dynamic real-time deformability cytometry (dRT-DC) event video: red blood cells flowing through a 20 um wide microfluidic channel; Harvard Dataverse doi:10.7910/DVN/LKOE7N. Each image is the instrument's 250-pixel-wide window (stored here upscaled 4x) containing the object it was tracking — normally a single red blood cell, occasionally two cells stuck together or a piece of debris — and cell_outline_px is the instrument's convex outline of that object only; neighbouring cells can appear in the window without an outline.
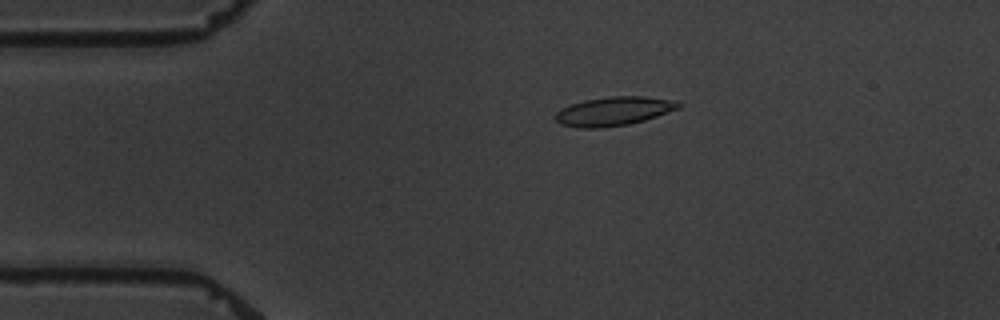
{"species": "common noctule bat (a hibernating species)", "species_latin": "Nyctalus noctula", "temperature_condition": "warm", "stored_images_in_passage": 9, "camera_frame_rate_fps": 3000, "um_per_image_px": 0.085, "animal": {"sex": "male", "body_mass_g": 19.5, "forearm_length_mm": 54.6}, "frame": {"image": 1, "passage_image": 4, "time_ms": 3.333, "image_size_px": [1000, 320], "cell_outline_px": [[684, 104], [680, 108], [644, 120], [628, 124], [596, 128], [580, 128], [560, 124], [552, 116], [560, 108], [584, 100], [612, 96], [644, 96], [680, 100]], "centroid_in_image_um": [52.2, 9.44], "position_along_channel_um": 32.8, "area_um2": 20.92}}
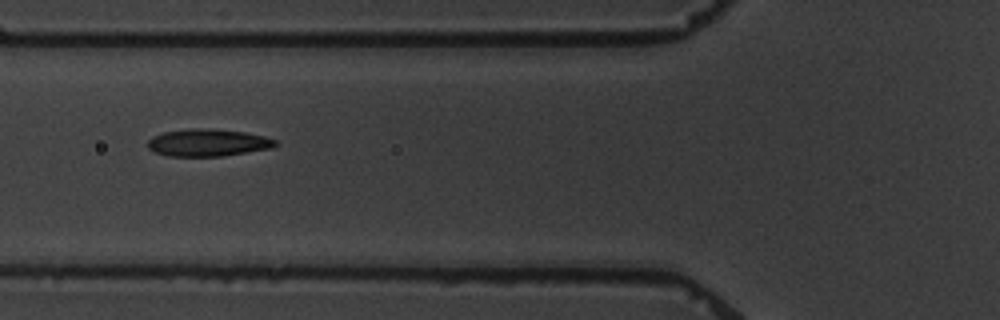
{"frame": {"image": 2, "passage_image": 7, "time_ms": 6.667, "image_size_px": [1000, 320], "cell_outline_px": [[280, 144], [272, 148], [224, 156], [168, 156], [156, 152], [148, 148], [148, 140], [152, 136], [164, 132], [188, 128], [212, 128], [244, 132], [264, 136], [276, 140]], "centroid_in_image_um": [17.69, 12.12], "position_along_channel_um": 108.1, "area_um2": 20.46}}
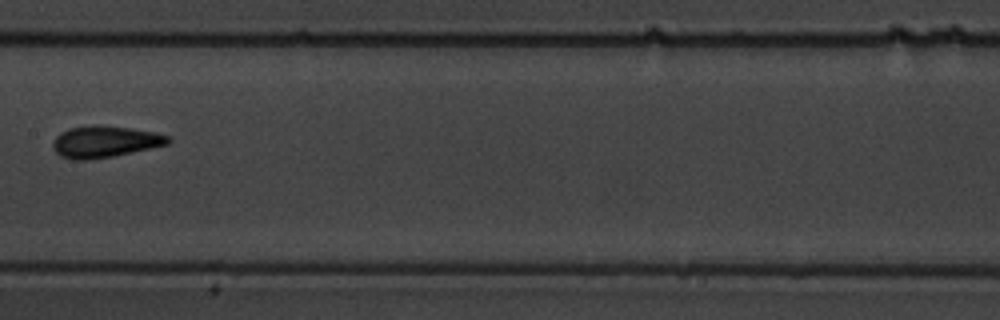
{"frame": {"image": 3, "passage_image": 9, "time_ms": 9.333, "image_size_px": [1000, 320], "cell_outline_px": [[172, 140], [168, 144], [112, 156], [88, 160], [72, 160], [60, 156], [52, 148], [52, 140], [60, 132], [68, 128], [128, 128], [156, 132], [168, 136]], "centroid_in_image_um": [8.88, 12.09], "position_along_channel_um": 198.5, "area_um2": 20.4}}